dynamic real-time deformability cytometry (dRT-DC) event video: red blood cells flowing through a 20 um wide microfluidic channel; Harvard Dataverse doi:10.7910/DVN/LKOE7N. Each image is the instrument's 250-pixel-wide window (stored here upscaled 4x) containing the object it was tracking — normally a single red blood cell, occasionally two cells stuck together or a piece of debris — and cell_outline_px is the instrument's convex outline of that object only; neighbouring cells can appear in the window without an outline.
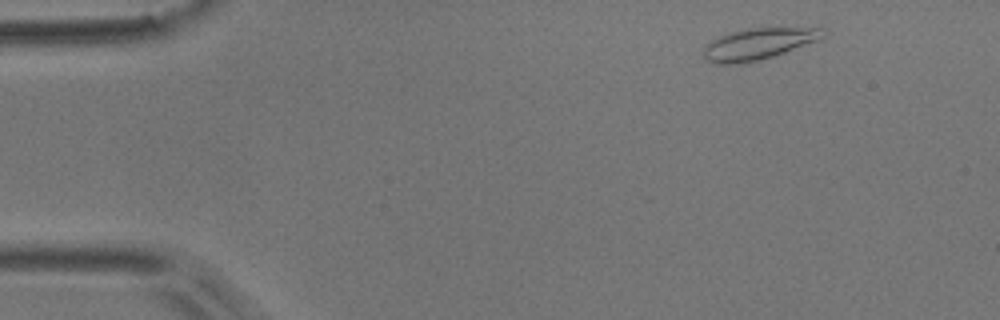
{"species": "common noctule bat (a hibernating species)", "species_latin": "Nyctalus noctula", "temperature_condition": "room temperature", "stored_images_in_passage": 41, "camera_frame_rate_fps": 3000, "um_per_image_px": 0.085, "animal": {"sex": "male", "body_mass_g": 17.9}, "frame": {"image": 1, "passage_image": 3, "time_ms": 0.667, "image_size_px": [1000, 320], "cell_outline_px": [[828, 32], [824, 36], [816, 40], [776, 56], [744, 64], [716, 64], [708, 60], [704, 56], [704, 48], [712, 40], [728, 32], [756, 28], [820, 28]], "centroid_in_image_um": [64.45, 3.75], "position_along_channel_um": 20.5, "area_um2": 21.68}}
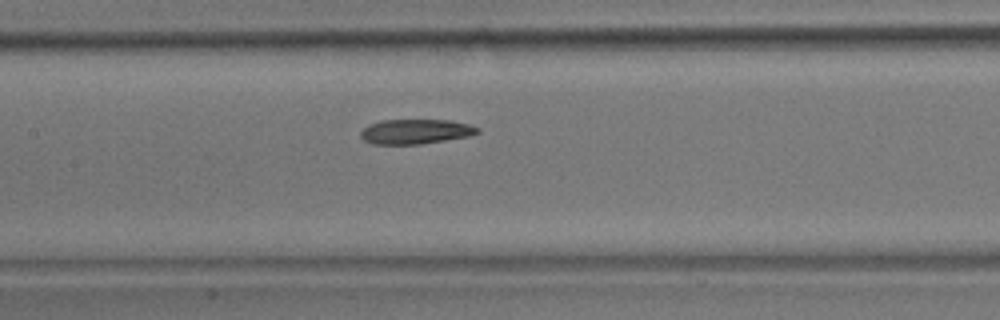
{"frame": {"image": 2, "passage_image": 22, "time_ms": 7.0, "image_size_px": [1000, 320], "cell_outline_px": [[480, 132], [468, 136], [420, 144], [372, 144], [364, 140], [360, 136], [360, 132], [368, 124], [380, 120], [448, 120], [468, 124], [480, 128]], "centroid_in_image_um": [35.29, 11.18], "position_along_channel_um": 172.1, "area_um2": 16.82}}
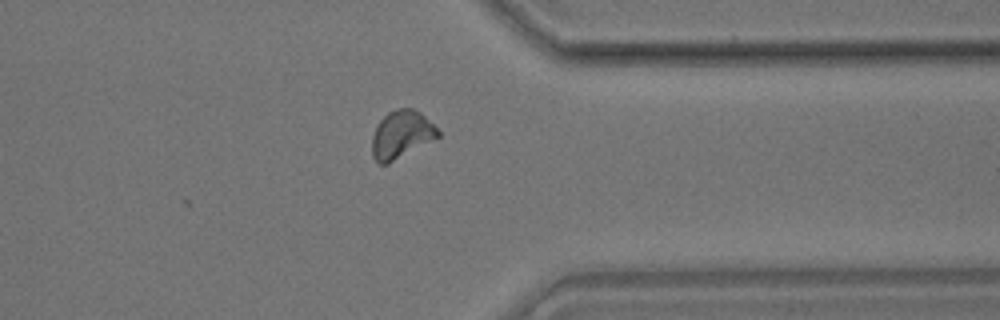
{"frame": {"image": 3, "passage_image": 39, "time_ms": 12.667, "image_size_px": [1000, 320], "cell_outline_px": [[440, 136], [388, 164], [380, 164], [372, 156], [372, 136], [376, 124], [388, 112], [396, 108], [412, 108], [420, 112], [440, 132]], "centroid_in_image_um": [34.09, 11.43], "position_along_channel_um": 377.3, "area_um2": 18.26}, "authors_computed_cell_mechanics": {"area_um2": 17.8024, "velocity_mm_per_s": 3.725, "shape_relaxation_time_tau1_ms": 8.1798, "shape_relaxation_time_tau2_ms": null, "deformation_change_tau1": 0.1717, "deformation_change_tau2": null}}